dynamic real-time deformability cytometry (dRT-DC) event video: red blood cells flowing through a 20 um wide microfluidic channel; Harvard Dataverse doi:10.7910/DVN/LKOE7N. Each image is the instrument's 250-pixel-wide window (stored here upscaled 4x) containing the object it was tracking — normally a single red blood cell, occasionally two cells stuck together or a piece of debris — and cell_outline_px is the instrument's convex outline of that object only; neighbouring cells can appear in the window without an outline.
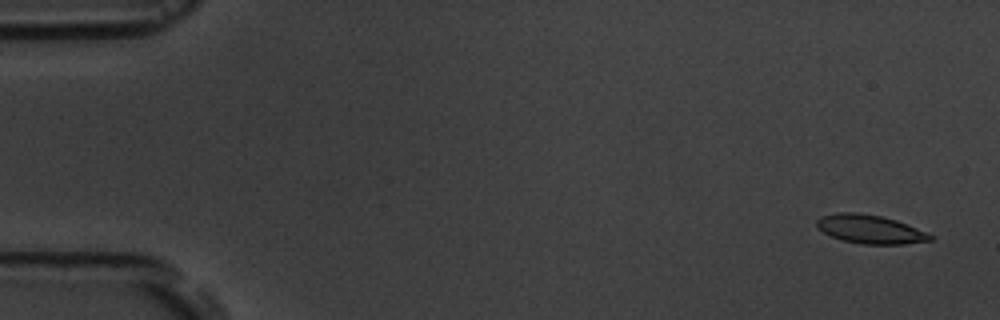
{"species": "common noctule bat (a hibernating species)", "species_latin": "Nyctalus noctula", "temperature_condition": "room temperature", "stored_images_in_passage": 4, "camera_frame_rate_fps": 3000, "um_per_image_px": 0.085, "animal": {"sex": "male", "body_mass_g": 19.5, "forearm_length_mm": 54.6}, "frame": {"image": 1, "passage_image": 1, "time_ms": 0.0, "image_size_px": [1000, 320], "cell_outline_px": [[936, 236], [932, 240], [904, 244], [860, 244], [844, 240], [832, 236], [824, 232], [816, 224], [816, 220], [820, 216], [836, 212], [860, 212], [880, 216], [896, 220], [928, 232]], "centroid_in_image_um": [73.99, 19.47], "position_along_channel_um": 11.0, "area_um2": 19.02}}
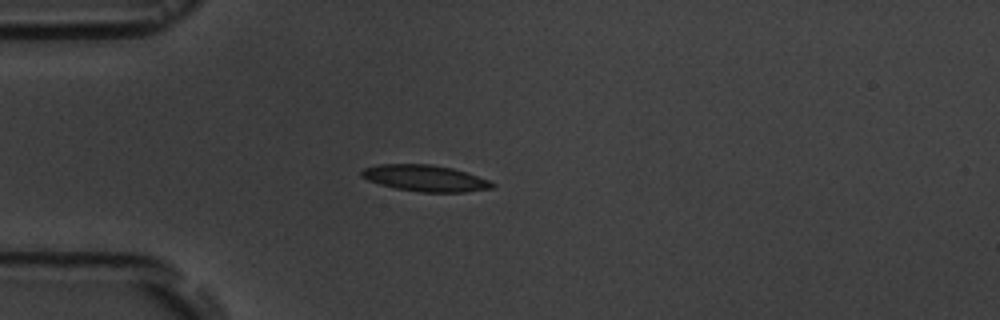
{"frame": {"image": 2, "passage_image": 4, "time_ms": 4.333, "image_size_px": [1000, 320], "cell_outline_px": [[496, 188], [464, 192], [420, 192], [396, 188], [380, 184], [368, 180], [360, 176], [360, 172], [364, 168], [376, 164], [432, 164], [452, 168], [468, 172], [488, 180], [496, 184]], "centroid_in_image_um": [36.16, 15.14], "position_along_channel_um": 48.8, "area_um2": 20.23}}